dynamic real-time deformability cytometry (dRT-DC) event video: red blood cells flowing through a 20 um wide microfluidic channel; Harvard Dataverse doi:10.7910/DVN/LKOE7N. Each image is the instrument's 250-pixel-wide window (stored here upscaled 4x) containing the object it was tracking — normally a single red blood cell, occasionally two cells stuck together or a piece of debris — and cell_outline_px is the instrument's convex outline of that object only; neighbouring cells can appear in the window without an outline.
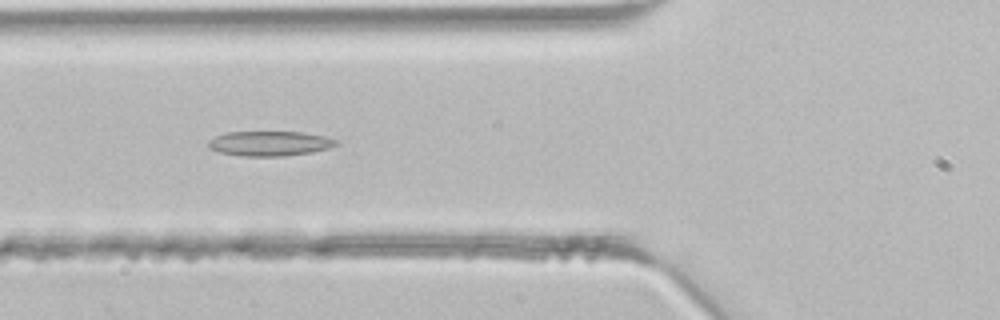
{"species": "common noctule bat (a hibernating species)", "species_latin": "Nyctalus noctula", "temperature_condition": "room temperature", "stored_images_in_passage": 43, "camera_frame_rate_fps": 3000, "um_per_image_px": 0.085, "animal": {"sex": "male", "body_mass_g": 21.5, "forearm_length_mm": 52.0}, "frame": {"image": 1, "passage_image": 16, "time_ms": 5.0, "image_size_px": [1000, 320], "cell_outline_px": [[340, 144], [328, 148], [312, 152], [284, 156], [244, 156], [220, 152], [208, 148], [208, 140], [216, 136], [228, 132], [304, 132], [324, 136], [336, 140]], "centroid_in_image_um": [22.93, 12.19], "position_along_channel_um": 102.9, "area_um2": 18.44}}
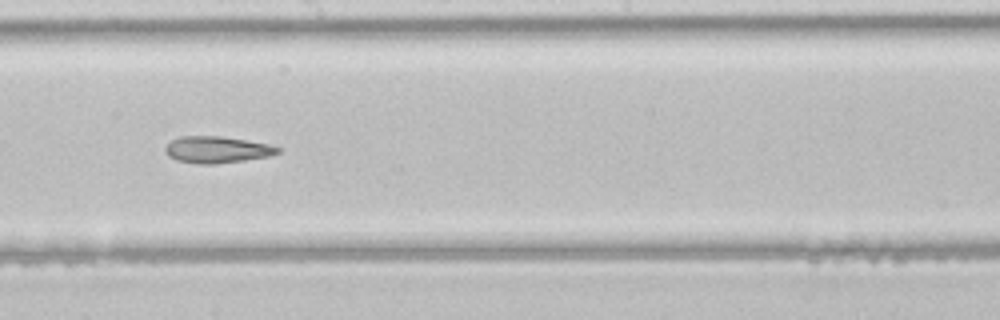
{"frame": {"image": 2, "passage_image": 24, "time_ms": 7.667, "image_size_px": [1000, 320], "cell_outline_px": [[280, 152], [268, 156], [244, 160], [212, 164], [196, 164], [176, 160], [168, 156], [164, 152], [164, 148], [172, 140], [180, 136], [220, 136], [248, 140], [268, 144], [280, 148]], "centroid_in_image_um": [18.4, 12.72], "position_along_channel_um": 229.8, "area_um2": 17.46}}
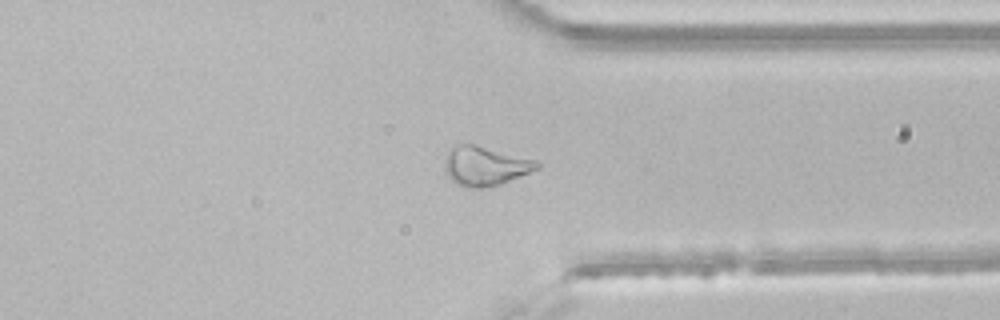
{"frame": {"image": 3, "passage_image": 33, "time_ms": 10.667, "image_size_px": [1000, 320], "cell_outline_px": [[540, 168], [500, 184], [484, 188], [464, 188], [456, 184], [448, 176], [444, 168], [444, 160], [452, 148], [456, 144], [476, 144], [536, 160], [540, 164]], "centroid_in_image_um": [41.22, 14.11], "position_along_channel_um": 370.2, "area_um2": 21.15}}